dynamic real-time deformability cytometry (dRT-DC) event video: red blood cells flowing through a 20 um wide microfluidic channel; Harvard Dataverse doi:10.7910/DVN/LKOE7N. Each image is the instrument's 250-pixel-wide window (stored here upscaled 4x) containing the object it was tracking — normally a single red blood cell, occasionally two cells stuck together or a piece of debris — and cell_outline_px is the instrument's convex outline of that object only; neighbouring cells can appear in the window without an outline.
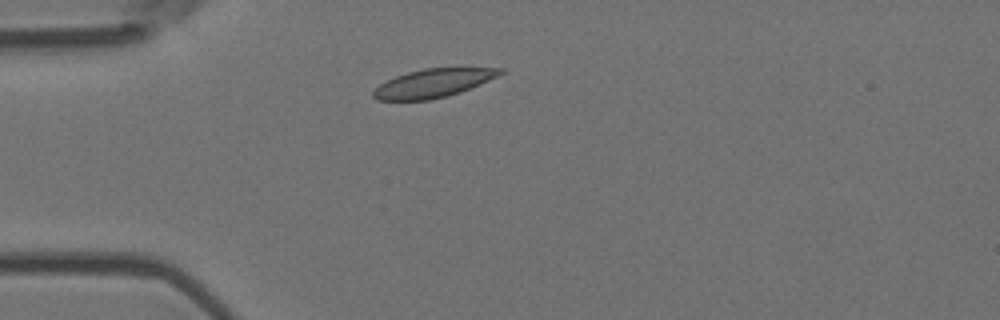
{"species": "Egyptian fruit bat (a non-hibernating species)", "species_latin": "Rousettus aegyptiacus", "temperature_condition": "room temperature", "stored_images_in_passage": 4, "camera_frame_rate_fps": 3000, "um_per_image_px": 0.085, "animal": {"sex": "female"}, "frame": {"image": 1, "passage_image": 2, "time_ms": 0.333, "image_size_px": [1000, 320], "cell_outline_px": [[504, 72], [480, 84], [460, 92], [428, 100], [376, 100], [372, 96], [372, 92], [380, 84], [396, 76], [408, 72], [424, 68], [504, 68]], "centroid_in_image_um": [36.79, 7.07], "position_along_channel_um": 48.2, "area_um2": 20.69}}
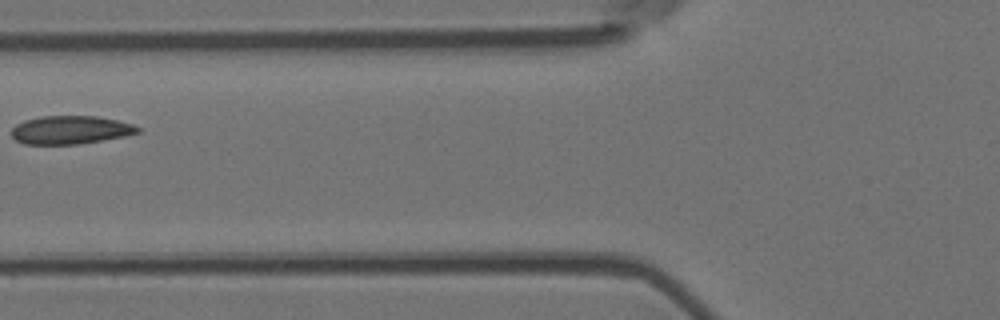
{"frame": {"image": 2, "passage_image": 4, "time_ms": 1.0, "image_size_px": [1000, 320], "cell_outline_px": [[140, 132], [124, 136], [76, 144], [24, 144], [16, 140], [12, 136], [12, 128], [16, 124], [24, 120], [40, 116], [96, 116], [116, 120], [132, 124], [140, 128]], "centroid_in_image_um": [5.96, 11.03], "position_along_channel_um": 119.8, "area_um2": 20.63}}